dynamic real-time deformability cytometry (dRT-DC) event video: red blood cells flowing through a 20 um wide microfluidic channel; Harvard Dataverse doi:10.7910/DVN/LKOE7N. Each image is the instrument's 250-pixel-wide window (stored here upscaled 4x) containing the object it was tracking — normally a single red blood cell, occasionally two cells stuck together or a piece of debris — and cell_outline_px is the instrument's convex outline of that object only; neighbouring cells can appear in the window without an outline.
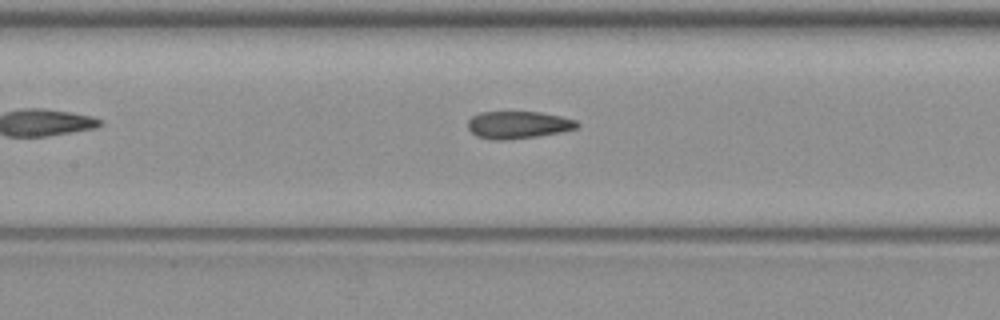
{"species": "common noctule bat (a hibernating species)", "species_latin": "Nyctalus noctula", "temperature_condition": "warm", "stored_images_in_passage": 5, "camera_frame_rate_fps": 3000, "um_per_image_px": 0.085, "animal": {"sex": "female", "body_mass_g": 19.3, "forearm_length_mm": 54.1}, "frame": {"image": 1, "passage_image": 5, "time_ms": 5.667, "image_size_px": [1000, 320], "cell_outline_px": [[580, 124], [576, 128], [560, 132], [536, 136], [504, 140], [492, 140], [476, 136], [468, 128], [468, 120], [472, 116], [480, 112], [540, 112], [560, 116], [576, 120]], "centroid_in_image_um": [44.02, 10.61], "position_along_channel_um": 163.4, "area_um2": 17.34}}